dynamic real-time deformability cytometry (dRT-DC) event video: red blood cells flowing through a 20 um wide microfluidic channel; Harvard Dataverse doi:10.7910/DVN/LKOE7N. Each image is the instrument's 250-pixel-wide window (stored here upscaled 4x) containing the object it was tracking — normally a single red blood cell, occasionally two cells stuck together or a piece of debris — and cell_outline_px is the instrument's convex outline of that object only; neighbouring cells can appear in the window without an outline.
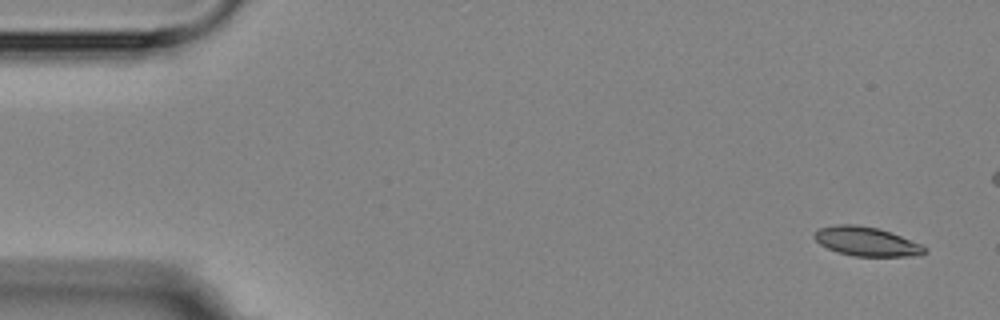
{"species": "Egyptian fruit bat (a non-hibernating species)", "species_latin": "Rousettus aegyptiacus", "temperature_condition": "room temperature", "stored_images_in_passage": 7, "segment_of_instrument_passage": [1, 2], "camera_frame_rate_fps": 3000, "um_per_image_px": 0.085, "animal": {"sex": "female"}, "frame": {"image": 1, "passage_image": 1, "time_ms": 0.0, "image_size_px": [1000, 320], "cell_outline_px": [[928, 252], [920, 256], [856, 256], [836, 252], [820, 244], [812, 236], [816, 228], [836, 224], [856, 224], [876, 228], [924, 244], [928, 248]], "centroid_in_image_um": [73.66, 20.53], "position_along_channel_um": 11.3, "area_um2": 18.96}}
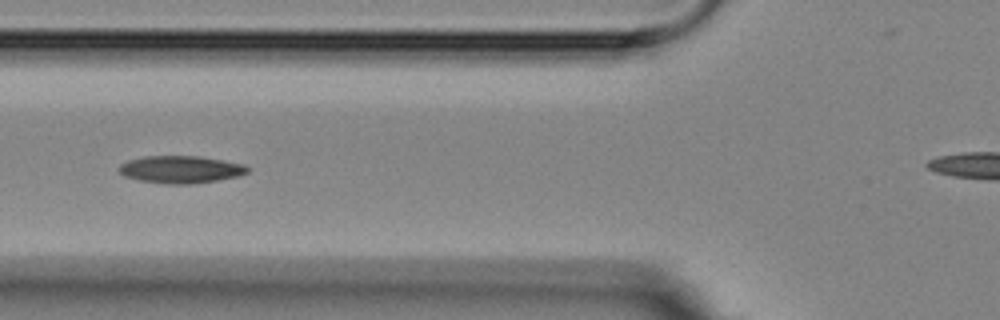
{"frame": {"image": 2, "passage_image": 6, "time_ms": 6.0, "image_size_px": [1000, 320], "cell_outline_px": [[248, 172], [240, 176], [192, 184], [164, 184], [140, 180], [124, 176], [120, 172], [120, 164], [128, 160], [144, 156], [200, 156], [244, 164], [248, 168]], "centroid_in_image_um": [15.37, 14.4], "position_along_channel_um": 110.4, "area_um2": 20.46}}